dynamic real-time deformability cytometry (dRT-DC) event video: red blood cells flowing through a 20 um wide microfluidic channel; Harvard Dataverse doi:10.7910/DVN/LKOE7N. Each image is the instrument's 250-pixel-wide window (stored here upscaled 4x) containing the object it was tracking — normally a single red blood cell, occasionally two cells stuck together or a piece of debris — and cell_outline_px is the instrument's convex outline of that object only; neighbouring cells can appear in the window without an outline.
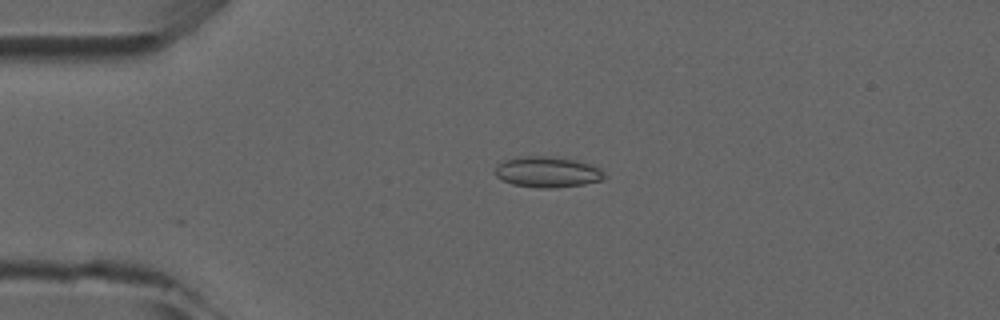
{"species": "common noctule bat (a hibernating species)", "species_latin": "Nyctalus noctula", "temperature_condition": "room temperature", "stored_images_in_passage": 4, "camera_frame_rate_fps": 3000, "um_per_image_px": 0.085, "animal": {"sex": "male", "forearm_length_mm": 52.5}, "frame": {"image": 1, "passage_image": 4, "time_ms": 3.667, "image_size_px": [1000, 320], "cell_outline_px": [[608, 176], [604, 180], [584, 184], [552, 188], [540, 188], [512, 184], [496, 176], [496, 164], [504, 160], [516, 156], [548, 156], [576, 160], [592, 164], [600, 168]], "centroid_in_image_um": [46.57, 14.61], "position_along_channel_um": 38.4, "area_um2": 19.83}}